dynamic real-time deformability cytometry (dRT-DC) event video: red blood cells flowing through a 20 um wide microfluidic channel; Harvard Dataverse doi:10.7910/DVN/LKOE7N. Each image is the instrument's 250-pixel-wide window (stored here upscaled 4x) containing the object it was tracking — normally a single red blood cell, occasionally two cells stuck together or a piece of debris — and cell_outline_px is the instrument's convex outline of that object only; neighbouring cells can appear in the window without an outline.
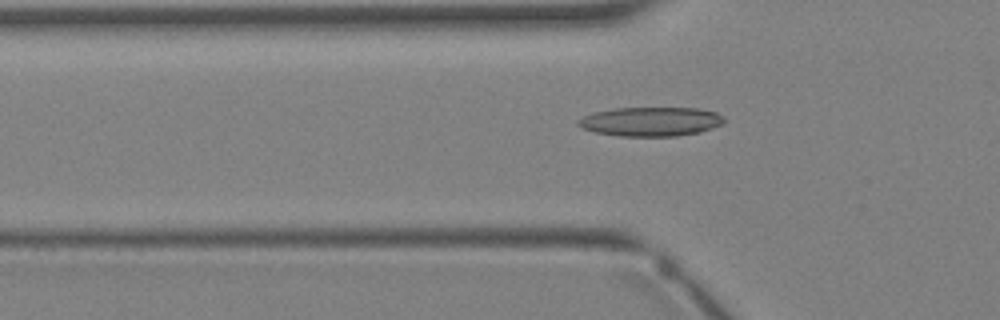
{"species": "Egyptian fruit bat (a non-hibernating species)", "species_latin": "Rousettus aegyptiacus", "temperature_condition": "warm", "stored_images_in_passage": 7, "camera_frame_rate_fps": 3000, "um_per_image_px": 0.085, "animal": {"sex": "female"}, "frame": {"image": 1, "passage_image": 7, "time_ms": 7.0, "image_size_px": [1000, 320], "cell_outline_px": [[724, 124], [700, 132], [676, 136], [620, 136], [592, 132], [576, 124], [576, 120], [592, 112], [616, 108], [696, 108], [716, 112], [724, 116]], "centroid_in_image_um": [55.31, 10.33], "position_along_channel_um": 70.5, "area_um2": 24.97}}